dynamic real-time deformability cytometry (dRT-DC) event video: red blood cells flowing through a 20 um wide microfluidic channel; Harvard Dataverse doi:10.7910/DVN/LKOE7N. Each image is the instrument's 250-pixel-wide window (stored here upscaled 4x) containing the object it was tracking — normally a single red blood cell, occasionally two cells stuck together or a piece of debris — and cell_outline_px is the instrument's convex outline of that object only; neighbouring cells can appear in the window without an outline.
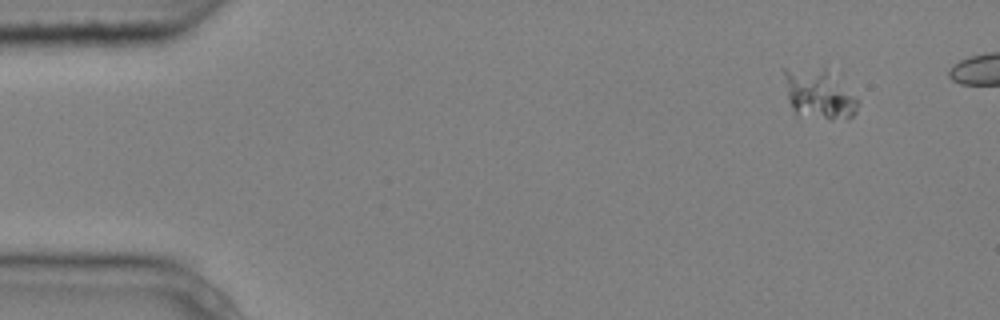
{"species": "common noctule bat (a hibernating species)", "species_latin": "Nyctalus noctula", "temperature_condition": "cold", "stored_images_in_passage": 5, "camera_frame_rate_fps": 3000, "um_per_image_px": 0.085, "animal": {"sex": "male", "body_mass_g": 20.4}, "frame": {"image": 1, "passage_image": 1, "time_ms": 0.0, "image_size_px": [1000, 320], "cell_outline_px": [[860, 100], [856, 112], [852, 116], [832, 120], [828, 120], [796, 116], [788, 100], [784, 76], [784, 68], [824, 68], [856, 96]], "centroid_in_image_um": [69.59, 8.04], "position_along_channel_um": 15.4, "area_um2": 21.5}}